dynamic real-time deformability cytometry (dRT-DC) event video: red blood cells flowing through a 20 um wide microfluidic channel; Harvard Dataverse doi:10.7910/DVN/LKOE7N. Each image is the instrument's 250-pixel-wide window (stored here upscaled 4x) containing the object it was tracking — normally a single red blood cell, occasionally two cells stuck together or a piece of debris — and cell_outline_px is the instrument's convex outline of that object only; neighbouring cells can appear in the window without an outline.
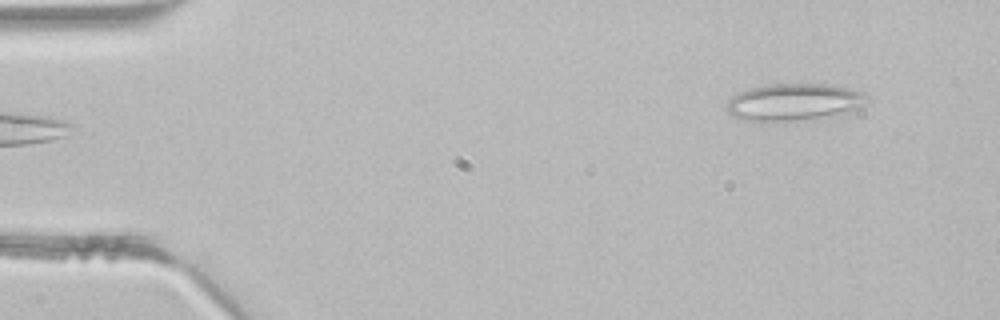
{"species": "common noctule bat (a hibernating species)", "species_latin": "Nyctalus noctula", "temperature_condition": "room temperature", "stored_images_in_passage": 3, "camera_frame_rate_fps": 3000, "um_per_image_px": 0.085, "animal": {"sex": "male", "body_mass_g": 21.5, "forearm_length_mm": 52.0}, "frame": {"image": 1, "passage_image": 3, "time_ms": 0.667, "image_size_px": [1000, 320], "cell_outline_px": [[868, 96], [856, 108], [840, 112], [820, 116], [776, 124], [760, 124], [740, 120], [732, 116], [728, 112], [728, 100], [732, 96], [748, 88], [768, 84], [824, 84], [848, 88], [864, 92]], "centroid_in_image_um": [67.31, 8.7], "position_along_channel_um": 17.7, "area_um2": 30.35}}